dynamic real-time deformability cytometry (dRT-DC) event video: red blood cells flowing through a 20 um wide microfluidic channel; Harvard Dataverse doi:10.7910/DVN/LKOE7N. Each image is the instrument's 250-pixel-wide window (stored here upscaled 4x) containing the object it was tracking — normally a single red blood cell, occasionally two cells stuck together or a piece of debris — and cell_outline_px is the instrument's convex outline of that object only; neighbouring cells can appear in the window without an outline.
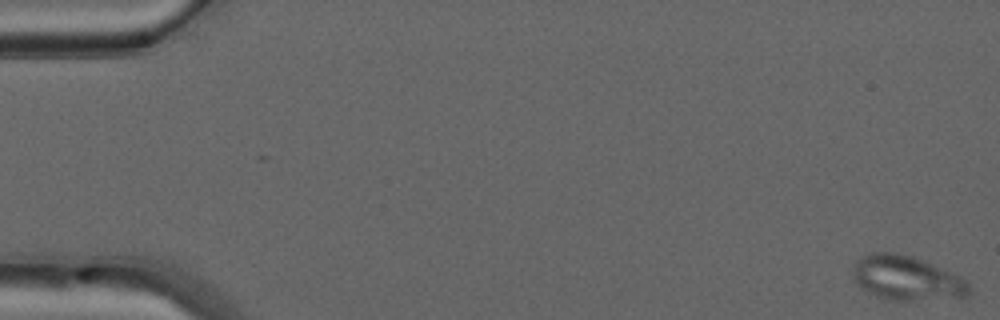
{"species": "common noctule bat (a hibernating species)", "species_latin": "Nyctalus noctula", "temperature_condition": "warm", "stored_images_in_passage": 50, "camera_frame_rate_fps": 3000, "um_per_image_px": 0.085, "animal": {"sex": "male", "forearm_length_mm": 52.5}, "frame": {"image": 1, "passage_image": 1, "time_ms": 0.0, "image_size_px": [1000, 320], "cell_outline_px": [[972, 288], [968, 296], [908, 300], [884, 300], [876, 296], [856, 284], [852, 276], [852, 268], [856, 260], [860, 256], [872, 252], [892, 252], [912, 256], [952, 272], [968, 280]], "centroid_in_image_um": [77.04, 23.62], "position_along_channel_um": 8.0, "area_um2": 30.23}}
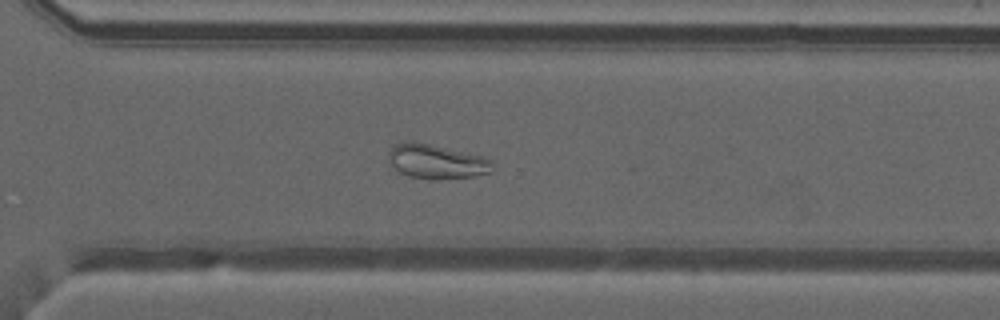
{"frame": {"image": 2, "passage_image": 36, "time_ms": 11.667, "image_size_px": [1000, 320], "cell_outline_px": [[492, 164], [488, 172], [472, 176], [436, 180], [408, 176], [392, 168], [388, 164], [388, 152], [396, 144], [412, 140], [432, 144], [484, 156], [492, 160]], "centroid_in_image_um": [37.04, 13.72], "position_along_channel_um": 333.6, "area_um2": 20.98}}
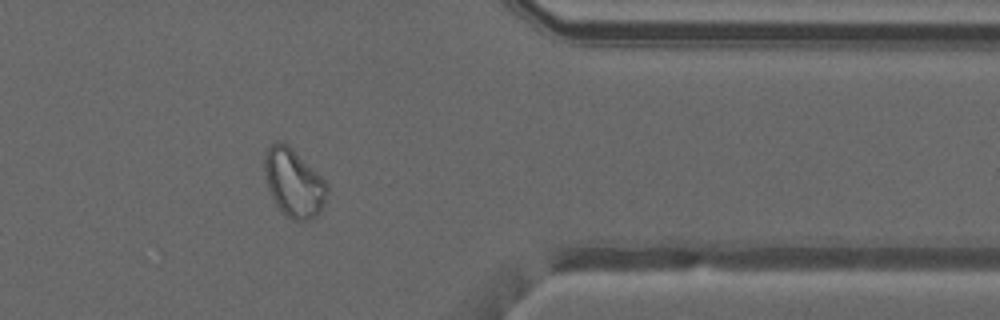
{"frame": {"image": 3, "passage_image": 41, "time_ms": 13.333, "image_size_px": [1000, 320], "cell_outline_px": [[328, 188], [324, 204], [320, 212], [316, 216], [304, 220], [292, 220], [284, 216], [276, 204], [268, 188], [264, 168], [264, 156], [268, 148], [276, 140], [284, 140], [328, 184]], "centroid_in_image_um": [24.95, 15.54], "position_along_channel_um": 386.4, "area_um2": 24.74}, "authors_computed_cell_mechanics": {"area_um2": 26.0967, "velocity_mm_per_s": 4.1025, "shape_relaxation_time_tau1_ms": null, "shape_relaxation_time_tau2_ms": 1.8535, "deformation_change_tau1": null, "deformation_change_tau2": 0.0674}}